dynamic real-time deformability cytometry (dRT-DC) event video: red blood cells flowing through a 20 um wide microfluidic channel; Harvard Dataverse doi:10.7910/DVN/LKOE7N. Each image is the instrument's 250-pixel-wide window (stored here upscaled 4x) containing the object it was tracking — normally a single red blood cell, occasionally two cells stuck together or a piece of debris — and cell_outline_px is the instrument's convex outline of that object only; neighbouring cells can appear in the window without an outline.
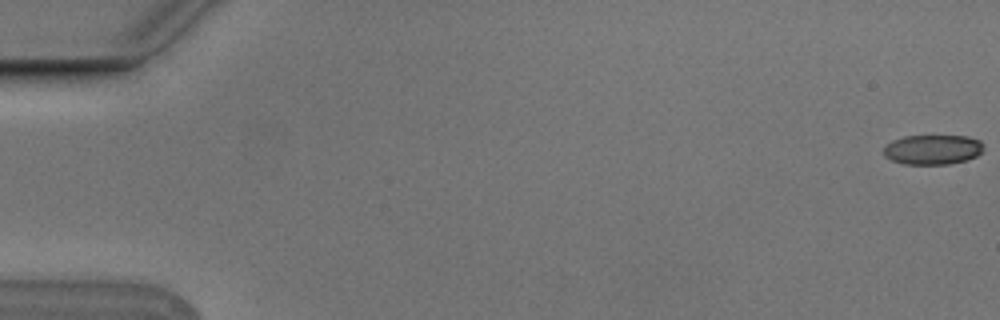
{"species": "Egyptian fruit bat (a non-hibernating species)", "species_latin": "Rousettus aegyptiacus", "temperature_condition": "cold", "stored_images_in_passage": 52, "camera_frame_rate_fps": 3000, "um_per_image_px": 0.085, "animal": {"sex": "male"}, "frame": {"image": 1, "passage_image": 1, "time_ms": 0.0, "image_size_px": [1000, 320], "cell_outline_px": [[984, 144], [980, 152], [976, 156], [964, 160], [948, 164], [904, 164], [892, 160], [884, 156], [884, 148], [892, 140], [904, 136], [968, 136], [980, 140]], "centroid_in_image_um": [79.27, 12.71], "position_along_channel_um": 5.7, "area_um2": 17.22}}
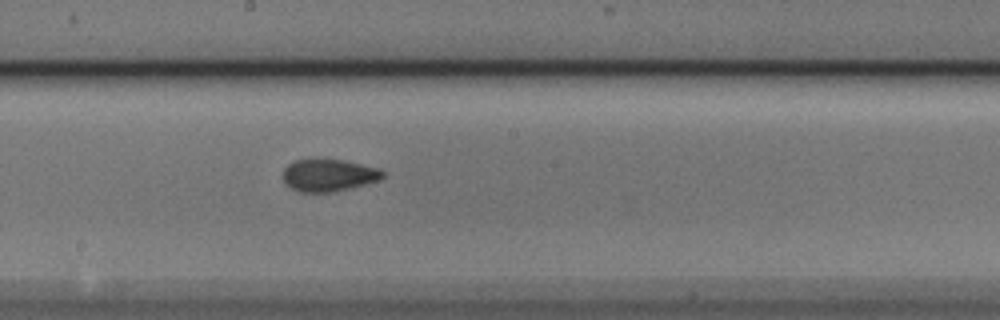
{"frame": {"image": 2, "passage_image": 31, "time_ms": 10.0, "image_size_px": [1000, 320], "cell_outline_px": [[384, 176], [380, 180], [332, 192], [300, 192], [284, 184], [284, 168], [288, 164], [296, 160], [308, 156], [316, 156], [344, 160], [380, 168], [384, 172]], "centroid_in_image_um": [27.9, 14.84], "position_along_channel_um": 220.3, "area_um2": 19.36}}
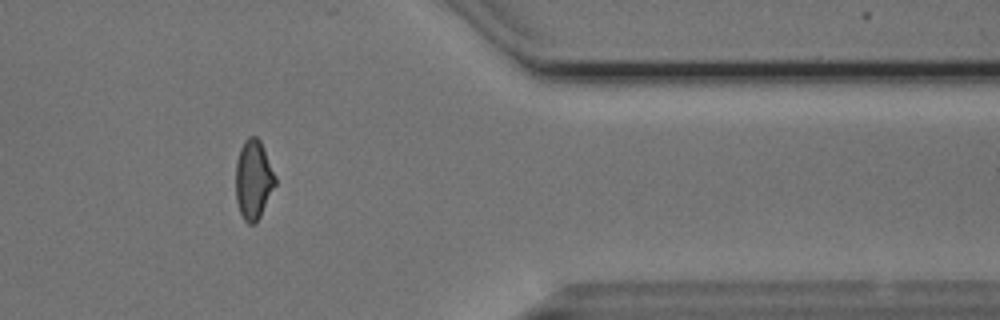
{"frame": {"image": 3, "passage_image": 46, "time_ms": 15.0, "image_size_px": [1000, 320], "cell_outline_px": [[276, 184], [256, 224], [248, 224], [244, 220], [240, 212], [236, 200], [236, 160], [240, 148], [244, 140], [248, 136], [256, 136], [260, 140], [276, 176]], "centroid_in_image_um": [21.54, 15.26], "position_along_channel_um": 389.9, "area_um2": 18.32}}